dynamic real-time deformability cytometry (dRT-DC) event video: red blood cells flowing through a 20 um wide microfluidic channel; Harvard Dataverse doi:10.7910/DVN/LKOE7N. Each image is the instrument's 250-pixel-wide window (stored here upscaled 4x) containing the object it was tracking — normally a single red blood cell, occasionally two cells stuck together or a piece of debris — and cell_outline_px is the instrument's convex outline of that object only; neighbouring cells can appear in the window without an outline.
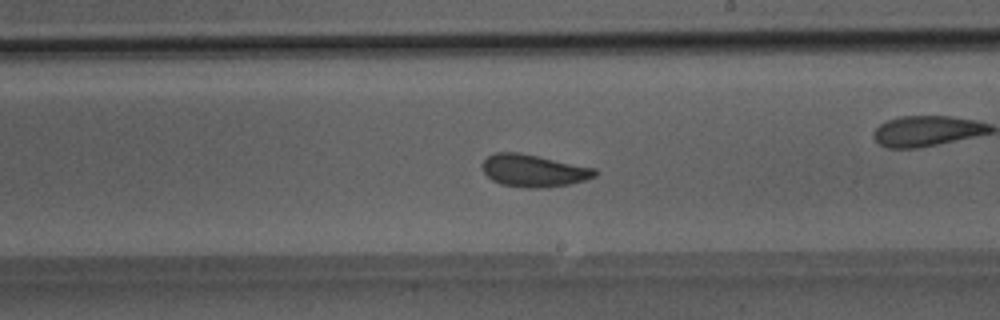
{"species": "Egyptian fruit bat (a non-hibernating species)", "species_latin": "Rousettus aegyptiacus", "temperature_condition": "room temperature", "stored_images_in_passage": 50, "camera_frame_rate_fps": 3000, "um_per_image_px": 0.085, "animal": {"sex": "male"}, "frame": {"image": 1, "passage_image": 29, "time_ms": 9.333, "image_size_px": [1000, 320], "cell_outline_px": [[596, 176], [584, 180], [568, 184], [548, 188], [524, 188], [500, 184], [492, 180], [484, 172], [480, 164], [488, 156], [496, 152], [520, 152], [596, 168]], "centroid_in_image_um": [45.34, 14.51], "position_along_channel_um": 243.7, "area_um2": 21.39}}
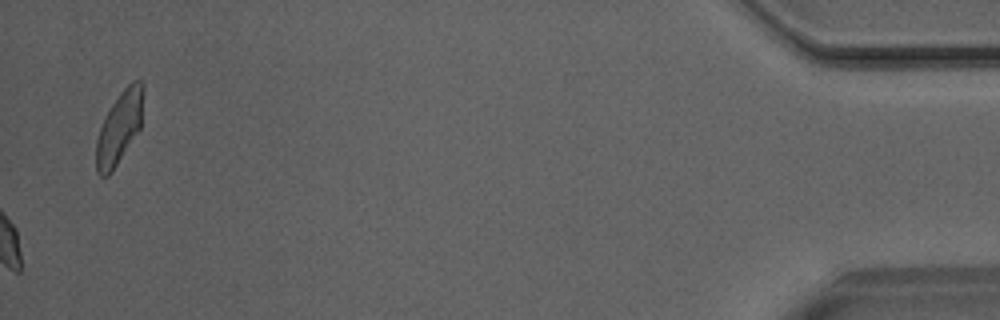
{"frame": {"image": 2, "passage_image": 50, "time_ms": 16.333, "image_size_px": [1000, 320], "cell_outline_px": [[144, 88], [140, 128], [112, 172], [108, 176], [100, 176], [96, 172], [96, 140], [104, 116], [120, 92], [132, 80], [140, 80], [144, 84]], "centroid_in_image_um": [10.13, 10.83], "position_along_channel_um": 425.1, "area_um2": 19.83}}